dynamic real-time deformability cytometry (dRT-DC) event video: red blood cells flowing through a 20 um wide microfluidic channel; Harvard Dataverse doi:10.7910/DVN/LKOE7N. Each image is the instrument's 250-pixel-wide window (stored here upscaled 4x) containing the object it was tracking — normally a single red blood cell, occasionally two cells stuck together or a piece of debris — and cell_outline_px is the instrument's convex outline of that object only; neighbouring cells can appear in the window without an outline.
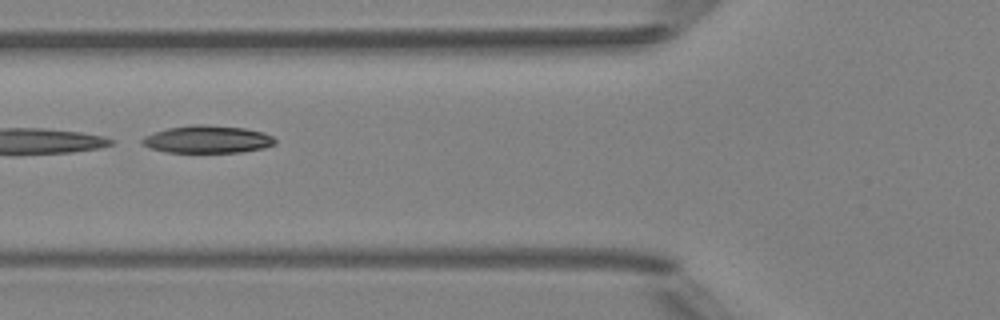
{"species": "Egyptian fruit bat (a non-hibernating species)", "species_latin": "Rousettus aegyptiacus", "temperature_condition": "room temperature", "stored_images_in_passage": 6, "camera_frame_rate_fps": 3000, "um_per_image_px": 0.085, "animal": {"sex": "female"}, "frame": {"image": 1, "passage_image": 5, "time_ms": 5.667, "image_size_px": [1000, 320], "cell_outline_px": [[276, 144], [264, 148], [240, 152], [168, 152], [148, 148], [140, 144], [140, 140], [144, 136], [168, 128], [192, 124], [204, 124], [244, 128], [264, 132], [272, 136], [276, 140]], "centroid_in_image_um": [17.62, 11.84], "position_along_channel_um": 108.2, "area_um2": 21.44}}
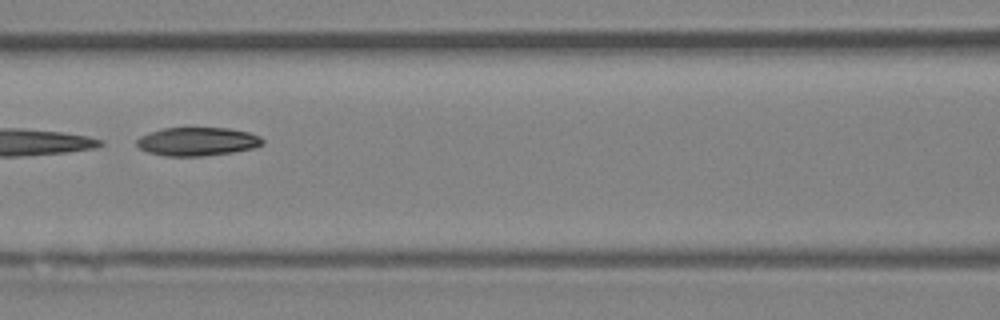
{"frame": {"image": 2, "passage_image": 6, "time_ms": 6.667, "image_size_px": [1000, 320], "cell_outline_px": [[264, 144], [256, 148], [232, 152], [200, 156], [164, 156], [148, 152], [140, 148], [136, 144], [136, 140], [140, 136], [160, 128], [228, 128], [248, 132], [260, 136], [264, 140]], "centroid_in_image_um": [16.78, 12.03], "position_along_channel_um": 149.8, "area_um2": 20.98}}